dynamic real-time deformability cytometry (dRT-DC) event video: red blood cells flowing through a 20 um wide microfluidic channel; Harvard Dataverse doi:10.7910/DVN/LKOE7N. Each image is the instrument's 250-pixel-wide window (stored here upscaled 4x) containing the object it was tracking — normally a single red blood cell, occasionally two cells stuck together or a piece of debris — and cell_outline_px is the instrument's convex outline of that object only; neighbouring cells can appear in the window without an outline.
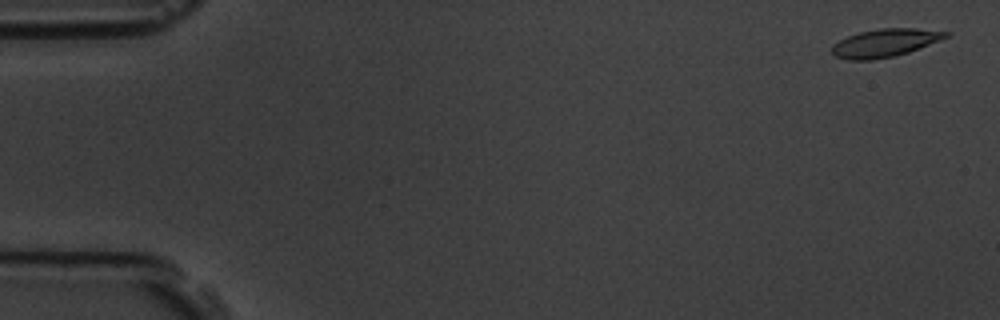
{"species": "common noctule bat (a hibernating species)", "species_latin": "Nyctalus noctula", "temperature_condition": "room temperature", "stored_images_in_passage": 5, "camera_frame_rate_fps": 3000, "um_per_image_px": 0.085, "animal": {"sex": "male", "body_mass_g": 19.5, "forearm_length_mm": 54.6}, "frame": {"image": 1, "passage_image": 1, "time_ms": 0.0, "image_size_px": [1000, 320], "cell_outline_px": [[952, 32], [948, 36], [940, 40], [908, 52], [896, 56], [872, 60], [848, 60], [836, 56], [832, 52], [832, 44], [848, 36], [860, 32], [880, 28], [916, 28]], "centroid_in_image_um": [75.22, 3.65], "position_along_channel_um": 9.8, "area_um2": 18.55}}
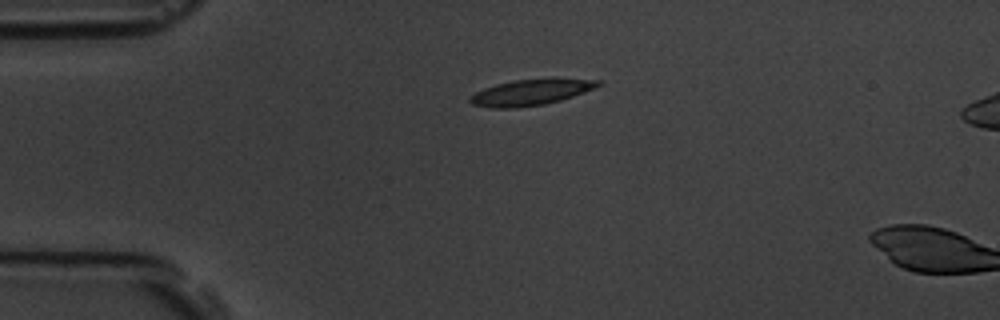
{"frame": {"image": 2, "passage_image": 4, "time_ms": 3.667, "image_size_px": [1000, 320], "cell_outline_px": [[604, 84], [584, 92], [560, 100], [544, 104], [516, 108], [492, 108], [472, 104], [468, 100], [476, 92], [484, 88], [496, 84], [512, 80], [600, 80]], "centroid_in_image_um": [45.06, 7.87], "position_along_channel_um": 39.9, "area_um2": 18.67}}